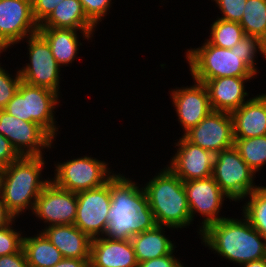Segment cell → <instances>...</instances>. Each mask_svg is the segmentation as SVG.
Masks as SVG:
<instances>
[{"mask_svg":"<svg viewBox=\"0 0 266 267\" xmlns=\"http://www.w3.org/2000/svg\"><path fill=\"white\" fill-rule=\"evenodd\" d=\"M110 195L111 205L104 237L130 240L157 225L143 184L116 172L110 179Z\"/></svg>","mask_w":266,"mask_h":267,"instance_id":"1","label":"cell"},{"mask_svg":"<svg viewBox=\"0 0 266 267\" xmlns=\"http://www.w3.org/2000/svg\"><path fill=\"white\" fill-rule=\"evenodd\" d=\"M200 239L205 248L233 265L266 258V238L243 215L239 219L228 216L208 225Z\"/></svg>","mask_w":266,"mask_h":267,"instance_id":"2","label":"cell"},{"mask_svg":"<svg viewBox=\"0 0 266 267\" xmlns=\"http://www.w3.org/2000/svg\"><path fill=\"white\" fill-rule=\"evenodd\" d=\"M44 160V155L21 156L0 169V195L17 220L27 209L32 213L36 199L51 180L42 174L46 168Z\"/></svg>","mask_w":266,"mask_h":267,"instance_id":"3","label":"cell"},{"mask_svg":"<svg viewBox=\"0 0 266 267\" xmlns=\"http://www.w3.org/2000/svg\"><path fill=\"white\" fill-rule=\"evenodd\" d=\"M148 204L157 225L181 230L191 224L184 182L167 166L144 184Z\"/></svg>","mask_w":266,"mask_h":267,"instance_id":"4","label":"cell"},{"mask_svg":"<svg viewBox=\"0 0 266 267\" xmlns=\"http://www.w3.org/2000/svg\"><path fill=\"white\" fill-rule=\"evenodd\" d=\"M201 47L187 49L185 59L194 80L205 83L222 77H256L257 74L240 59L236 46L231 49L210 44L206 39Z\"/></svg>","mask_w":266,"mask_h":267,"instance_id":"5","label":"cell"},{"mask_svg":"<svg viewBox=\"0 0 266 267\" xmlns=\"http://www.w3.org/2000/svg\"><path fill=\"white\" fill-rule=\"evenodd\" d=\"M59 103L58 93L21 81L17 93L4 110L18 119L39 124L56 139L60 125L56 123L55 110Z\"/></svg>","mask_w":266,"mask_h":267,"instance_id":"6","label":"cell"},{"mask_svg":"<svg viewBox=\"0 0 266 267\" xmlns=\"http://www.w3.org/2000/svg\"><path fill=\"white\" fill-rule=\"evenodd\" d=\"M54 166V177L50 179L58 187L75 193L100 187L116 174L108 162L88 155L74 156Z\"/></svg>","mask_w":266,"mask_h":267,"instance_id":"7","label":"cell"},{"mask_svg":"<svg viewBox=\"0 0 266 267\" xmlns=\"http://www.w3.org/2000/svg\"><path fill=\"white\" fill-rule=\"evenodd\" d=\"M212 177L232 202H241L259 186L254 181L256 173L234 146L215 154Z\"/></svg>","mask_w":266,"mask_h":267,"instance_id":"8","label":"cell"},{"mask_svg":"<svg viewBox=\"0 0 266 267\" xmlns=\"http://www.w3.org/2000/svg\"><path fill=\"white\" fill-rule=\"evenodd\" d=\"M27 44L28 63L18 68L21 80L32 86L48 88L59 95L61 68L54 56L47 41L36 33L24 39Z\"/></svg>","mask_w":266,"mask_h":267,"instance_id":"9","label":"cell"},{"mask_svg":"<svg viewBox=\"0 0 266 267\" xmlns=\"http://www.w3.org/2000/svg\"><path fill=\"white\" fill-rule=\"evenodd\" d=\"M0 133L7 138L20 156H43L56 141L43 127L18 119L0 110Z\"/></svg>","mask_w":266,"mask_h":267,"instance_id":"10","label":"cell"},{"mask_svg":"<svg viewBox=\"0 0 266 267\" xmlns=\"http://www.w3.org/2000/svg\"><path fill=\"white\" fill-rule=\"evenodd\" d=\"M184 189L189 204L191 222L195 221L196 215L203 219L196 231L200 238L201 231L208 225L226 217L219 213L222 211L224 201L228 199L231 202L232 200L221 190L212 176L184 182Z\"/></svg>","mask_w":266,"mask_h":267,"instance_id":"11","label":"cell"},{"mask_svg":"<svg viewBox=\"0 0 266 267\" xmlns=\"http://www.w3.org/2000/svg\"><path fill=\"white\" fill-rule=\"evenodd\" d=\"M110 205V180L100 187L78 192L74 225L91 239L103 236Z\"/></svg>","mask_w":266,"mask_h":267,"instance_id":"12","label":"cell"},{"mask_svg":"<svg viewBox=\"0 0 266 267\" xmlns=\"http://www.w3.org/2000/svg\"><path fill=\"white\" fill-rule=\"evenodd\" d=\"M76 212L77 193L60 188L50 180L36 199L32 214L49 227L74 224Z\"/></svg>","mask_w":266,"mask_h":267,"instance_id":"13","label":"cell"},{"mask_svg":"<svg viewBox=\"0 0 266 267\" xmlns=\"http://www.w3.org/2000/svg\"><path fill=\"white\" fill-rule=\"evenodd\" d=\"M189 142L214 154L234 146L231 113L212 111L183 135Z\"/></svg>","mask_w":266,"mask_h":267,"instance_id":"14","label":"cell"},{"mask_svg":"<svg viewBox=\"0 0 266 267\" xmlns=\"http://www.w3.org/2000/svg\"><path fill=\"white\" fill-rule=\"evenodd\" d=\"M38 29L32 14V1L0 0V39L9 48L38 33Z\"/></svg>","mask_w":266,"mask_h":267,"instance_id":"15","label":"cell"},{"mask_svg":"<svg viewBox=\"0 0 266 267\" xmlns=\"http://www.w3.org/2000/svg\"><path fill=\"white\" fill-rule=\"evenodd\" d=\"M175 155L167 167L183 182L212 176L215 154L189 142L183 135L176 139Z\"/></svg>","mask_w":266,"mask_h":267,"instance_id":"16","label":"cell"},{"mask_svg":"<svg viewBox=\"0 0 266 267\" xmlns=\"http://www.w3.org/2000/svg\"><path fill=\"white\" fill-rule=\"evenodd\" d=\"M193 82L192 86L183 85L169 91L183 135L213 111L205 84L194 79Z\"/></svg>","mask_w":266,"mask_h":267,"instance_id":"17","label":"cell"},{"mask_svg":"<svg viewBox=\"0 0 266 267\" xmlns=\"http://www.w3.org/2000/svg\"><path fill=\"white\" fill-rule=\"evenodd\" d=\"M253 78V79H252ZM255 77H222L207 80L204 84L208 90L213 111L232 113L250 100L245 83Z\"/></svg>","mask_w":266,"mask_h":267,"instance_id":"18","label":"cell"},{"mask_svg":"<svg viewBox=\"0 0 266 267\" xmlns=\"http://www.w3.org/2000/svg\"><path fill=\"white\" fill-rule=\"evenodd\" d=\"M90 267H137L130 240H111L104 236L91 241Z\"/></svg>","mask_w":266,"mask_h":267,"instance_id":"19","label":"cell"},{"mask_svg":"<svg viewBox=\"0 0 266 267\" xmlns=\"http://www.w3.org/2000/svg\"><path fill=\"white\" fill-rule=\"evenodd\" d=\"M234 139L266 135V94H257L231 113Z\"/></svg>","mask_w":266,"mask_h":267,"instance_id":"20","label":"cell"},{"mask_svg":"<svg viewBox=\"0 0 266 267\" xmlns=\"http://www.w3.org/2000/svg\"><path fill=\"white\" fill-rule=\"evenodd\" d=\"M79 30L63 29V28H39L38 33L47 41L51 48L52 55L56 59L57 64L62 68L69 67L80 51V46H83L80 38L83 41L92 42L94 32H77ZM80 34V35H79Z\"/></svg>","mask_w":266,"mask_h":267,"instance_id":"21","label":"cell"},{"mask_svg":"<svg viewBox=\"0 0 266 267\" xmlns=\"http://www.w3.org/2000/svg\"><path fill=\"white\" fill-rule=\"evenodd\" d=\"M63 258L90 259L92 239L74 224L53 225L40 230Z\"/></svg>","mask_w":266,"mask_h":267,"instance_id":"22","label":"cell"},{"mask_svg":"<svg viewBox=\"0 0 266 267\" xmlns=\"http://www.w3.org/2000/svg\"><path fill=\"white\" fill-rule=\"evenodd\" d=\"M166 228H169L170 231L174 230L170 227L156 225L153 229L136 234L130 239L138 263L168 255L177 248L175 242L165 234Z\"/></svg>","mask_w":266,"mask_h":267,"instance_id":"23","label":"cell"},{"mask_svg":"<svg viewBox=\"0 0 266 267\" xmlns=\"http://www.w3.org/2000/svg\"><path fill=\"white\" fill-rule=\"evenodd\" d=\"M39 28L74 29L79 32H95L97 26L86 16L80 0H64Z\"/></svg>","mask_w":266,"mask_h":267,"instance_id":"24","label":"cell"},{"mask_svg":"<svg viewBox=\"0 0 266 267\" xmlns=\"http://www.w3.org/2000/svg\"><path fill=\"white\" fill-rule=\"evenodd\" d=\"M37 233L23 236L22 249L29 267H52L59 263L63 259L61 252L41 231Z\"/></svg>","mask_w":266,"mask_h":267,"instance_id":"25","label":"cell"},{"mask_svg":"<svg viewBox=\"0 0 266 267\" xmlns=\"http://www.w3.org/2000/svg\"><path fill=\"white\" fill-rule=\"evenodd\" d=\"M245 199L241 215L266 238V186H258L241 201Z\"/></svg>","mask_w":266,"mask_h":267,"instance_id":"26","label":"cell"},{"mask_svg":"<svg viewBox=\"0 0 266 267\" xmlns=\"http://www.w3.org/2000/svg\"><path fill=\"white\" fill-rule=\"evenodd\" d=\"M239 24L246 35L257 37L266 44V0H247Z\"/></svg>","mask_w":266,"mask_h":267,"instance_id":"27","label":"cell"},{"mask_svg":"<svg viewBox=\"0 0 266 267\" xmlns=\"http://www.w3.org/2000/svg\"><path fill=\"white\" fill-rule=\"evenodd\" d=\"M210 34L206 40L217 47L231 49L246 36L238 22L216 18L209 27Z\"/></svg>","mask_w":266,"mask_h":267,"instance_id":"28","label":"cell"},{"mask_svg":"<svg viewBox=\"0 0 266 267\" xmlns=\"http://www.w3.org/2000/svg\"><path fill=\"white\" fill-rule=\"evenodd\" d=\"M234 147L256 174L266 165V135L235 139Z\"/></svg>","mask_w":266,"mask_h":267,"instance_id":"29","label":"cell"},{"mask_svg":"<svg viewBox=\"0 0 266 267\" xmlns=\"http://www.w3.org/2000/svg\"><path fill=\"white\" fill-rule=\"evenodd\" d=\"M235 46L240 59L258 75L260 72L257 68V54L260 53L259 55H263V58L266 60V44L257 37L246 35Z\"/></svg>","mask_w":266,"mask_h":267,"instance_id":"30","label":"cell"},{"mask_svg":"<svg viewBox=\"0 0 266 267\" xmlns=\"http://www.w3.org/2000/svg\"><path fill=\"white\" fill-rule=\"evenodd\" d=\"M15 220L16 218L9 225L0 228V256L17 253L22 248L24 235L21 228L20 231L16 230Z\"/></svg>","mask_w":266,"mask_h":267,"instance_id":"31","label":"cell"},{"mask_svg":"<svg viewBox=\"0 0 266 267\" xmlns=\"http://www.w3.org/2000/svg\"><path fill=\"white\" fill-rule=\"evenodd\" d=\"M1 64L2 63H0V110L4 109L7 103L17 93L22 81L18 69L15 75H13L10 74L6 68L4 69V67H2L4 65Z\"/></svg>","mask_w":266,"mask_h":267,"instance_id":"32","label":"cell"},{"mask_svg":"<svg viewBox=\"0 0 266 267\" xmlns=\"http://www.w3.org/2000/svg\"><path fill=\"white\" fill-rule=\"evenodd\" d=\"M212 1V0H211ZM222 16L217 18L240 23L247 0H213Z\"/></svg>","mask_w":266,"mask_h":267,"instance_id":"33","label":"cell"},{"mask_svg":"<svg viewBox=\"0 0 266 267\" xmlns=\"http://www.w3.org/2000/svg\"><path fill=\"white\" fill-rule=\"evenodd\" d=\"M86 16L97 26L112 8V0H80ZM109 12V13H108Z\"/></svg>","mask_w":266,"mask_h":267,"instance_id":"34","label":"cell"},{"mask_svg":"<svg viewBox=\"0 0 266 267\" xmlns=\"http://www.w3.org/2000/svg\"><path fill=\"white\" fill-rule=\"evenodd\" d=\"M64 0H32V14L40 26Z\"/></svg>","mask_w":266,"mask_h":267,"instance_id":"35","label":"cell"},{"mask_svg":"<svg viewBox=\"0 0 266 267\" xmlns=\"http://www.w3.org/2000/svg\"><path fill=\"white\" fill-rule=\"evenodd\" d=\"M174 252L175 249L168 255L138 263L137 267H186Z\"/></svg>","mask_w":266,"mask_h":267,"instance_id":"36","label":"cell"},{"mask_svg":"<svg viewBox=\"0 0 266 267\" xmlns=\"http://www.w3.org/2000/svg\"><path fill=\"white\" fill-rule=\"evenodd\" d=\"M20 157L10 141L0 133V169L8 166Z\"/></svg>","mask_w":266,"mask_h":267,"instance_id":"37","label":"cell"},{"mask_svg":"<svg viewBox=\"0 0 266 267\" xmlns=\"http://www.w3.org/2000/svg\"><path fill=\"white\" fill-rule=\"evenodd\" d=\"M0 267H29L23 249L11 255L0 256Z\"/></svg>","mask_w":266,"mask_h":267,"instance_id":"38","label":"cell"},{"mask_svg":"<svg viewBox=\"0 0 266 267\" xmlns=\"http://www.w3.org/2000/svg\"><path fill=\"white\" fill-rule=\"evenodd\" d=\"M90 259L63 258L52 267H89Z\"/></svg>","mask_w":266,"mask_h":267,"instance_id":"39","label":"cell"},{"mask_svg":"<svg viewBox=\"0 0 266 267\" xmlns=\"http://www.w3.org/2000/svg\"><path fill=\"white\" fill-rule=\"evenodd\" d=\"M15 217L9 212L0 195V228L9 225Z\"/></svg>","mask_w":266,"mask_h":267,"instance_id":"40","label":"cell"},{"mask_svg":"<svg viewBox=\"0 0 266 267\" xmlns=\"http://www.w3.org/2000/svg\"><path fill=\"white\" fill-rule=\"evenodd\" d=\"M239 267H266V258L247 262V263L240 265Z\"/></svg>","mask_w":266,"mask_h":267,"instance_id":"41","label":"cell"},{"mask_svg":"<svg viewBox=\"0 0 266 267\" xmlns=\"http://www.w3.org/2000/svg\"><path fill=\"white\" fill-rule=\"evenodd\" d=\"M7 49H9V47L0 39V55L1 53L3 54V52H7Z\"/></svg>","mask_w":266,"mask_h":267,"instance_id":"42","label":"cell"}]
</instances>
